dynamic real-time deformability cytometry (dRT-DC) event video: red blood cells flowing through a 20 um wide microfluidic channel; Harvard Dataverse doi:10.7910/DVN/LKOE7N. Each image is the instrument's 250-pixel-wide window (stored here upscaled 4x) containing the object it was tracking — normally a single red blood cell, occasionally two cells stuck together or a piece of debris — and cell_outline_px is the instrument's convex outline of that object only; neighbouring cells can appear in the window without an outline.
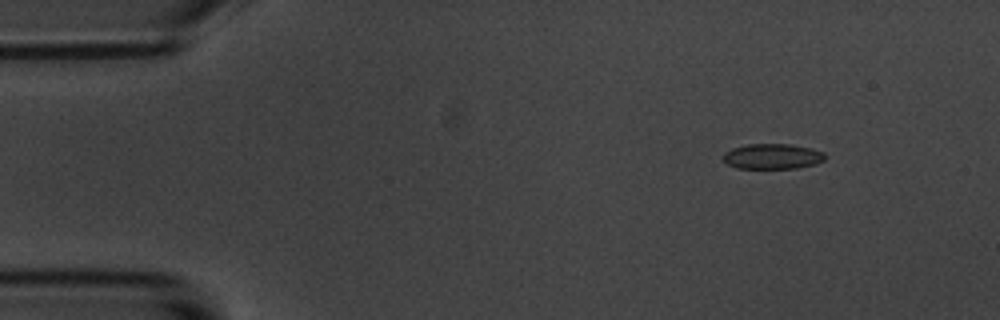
{"species": "common noctule bat (a hibernating species)", "species_latin": "Nyctalus noctula", "temperature_condition": "room temperature", "stored_images_in_passage": 5, "camera_frame_rate_fps": 3000, "um_per_image_px": 0.085, "animal": {"sex": "male", "body_mass_g": 20.1, "forearm_length_mm": 53.5}, "frame": {"image": 1, "passage_image": 2, "time_ms": 1.333, "image_size_px": [1000, 320], "cell_outline_px": [[824, 160], [812, 164], [796, 168], [736, 168], [728, 164], [724, 160], [724, 152], [732, 148], [748, 144], [792, 144], [812, 148], [824, 152]], "centroid_in_image_um": [65.65, 13.28], "position_along_channel_um": 19.4, "area_um2": 14.91}}
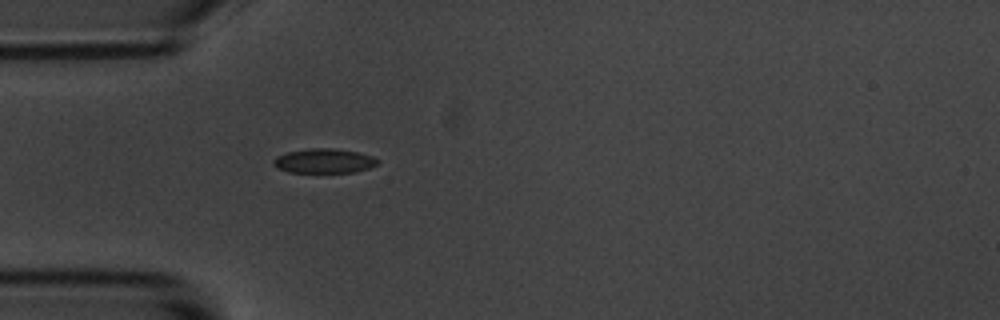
{"frame": {"image": 2, "passage_image": 5, "time_ms": 4.667, "image_size_px": [1000, 320], "cell_outline_px": [[380, 160], [376, 164], [368, 168], [352, 172], [288, 172], [272, 164], [272, 160], [276, 156], [288, 152], [304, 148], [332, 148], [360, 152], [372, 156]], "centroid_in_image_um": [27.53, 13.66], "position_along_channel_um": 57.5, "area_um2": 14.85}}